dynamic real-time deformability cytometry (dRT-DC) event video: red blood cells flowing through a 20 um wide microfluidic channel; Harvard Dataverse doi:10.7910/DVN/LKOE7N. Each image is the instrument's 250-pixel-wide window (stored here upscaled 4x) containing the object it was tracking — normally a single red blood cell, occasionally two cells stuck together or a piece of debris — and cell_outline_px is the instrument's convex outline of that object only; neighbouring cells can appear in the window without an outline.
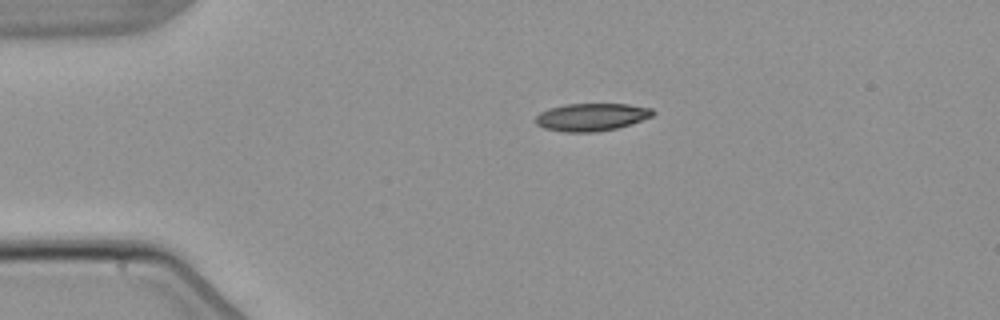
{"species": "common noctule bat (a hibernating species)", "species_latin": "Nyctalus noctula", "temperature_condition": "warm", "stored_images_in_passage": 2, "camera_frame_rate_fps": 3000, "um_per_image_px": 0.085, "animal": {"sex": "male", "body_mass_g": 21.5, "forearm_length_mm": 52.0}, "frame": {"image": 1, "passage_image": 1, "time_ms": 0.0, "image_size_px": [1000, 320], "cell_outline_px": [[656, 112], [652, 116], [616, 128], [596, 132], [564, 132], [544, 128], [536, 124], [536, 116], [540, 112], [548, 108], [568, 104], [628, 104], [652, 108]], "centroid_in_image_um": [50.26, 9.94], "position_along_channel_um": 34.7, "area_um2": 18.79}}